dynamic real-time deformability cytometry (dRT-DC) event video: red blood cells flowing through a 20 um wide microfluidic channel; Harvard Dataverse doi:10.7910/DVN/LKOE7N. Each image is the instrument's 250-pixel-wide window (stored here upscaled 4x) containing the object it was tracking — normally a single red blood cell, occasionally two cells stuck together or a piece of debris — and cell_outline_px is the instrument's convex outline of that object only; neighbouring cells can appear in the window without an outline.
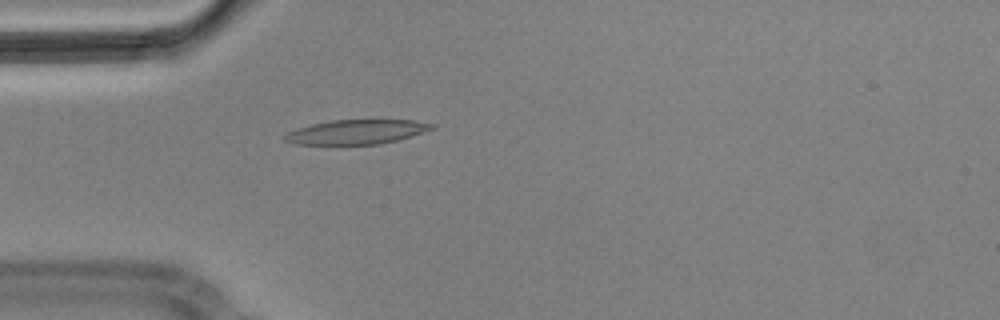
{"species": "Egyptian fruit bat (a non-hibernating species)", "species_latin": "Rousettus aegyptiacus", "temperature_condition": "cold", "stored_images_in_passage": 1, "camera_frame_rate_fps": 3000, "um_per_image_px": 0.085, "animal": {"sex": "male"}, "frame": {"image": 1, "passage_image": 1, "time_ms": 0.0, "image_size_px": [1000, 320], "cell_outline_px": [[436, 128], [412, 136], [380, 144], [296, 144], [284, 140], [284, 136], [288, 132], [312, 124], [332, 120], [412, 120], [436, 124]], "centroid_in_image_um": [30.37, 11.21], "position_along_channel_um": 54.6, "area_um2": 20.75}}